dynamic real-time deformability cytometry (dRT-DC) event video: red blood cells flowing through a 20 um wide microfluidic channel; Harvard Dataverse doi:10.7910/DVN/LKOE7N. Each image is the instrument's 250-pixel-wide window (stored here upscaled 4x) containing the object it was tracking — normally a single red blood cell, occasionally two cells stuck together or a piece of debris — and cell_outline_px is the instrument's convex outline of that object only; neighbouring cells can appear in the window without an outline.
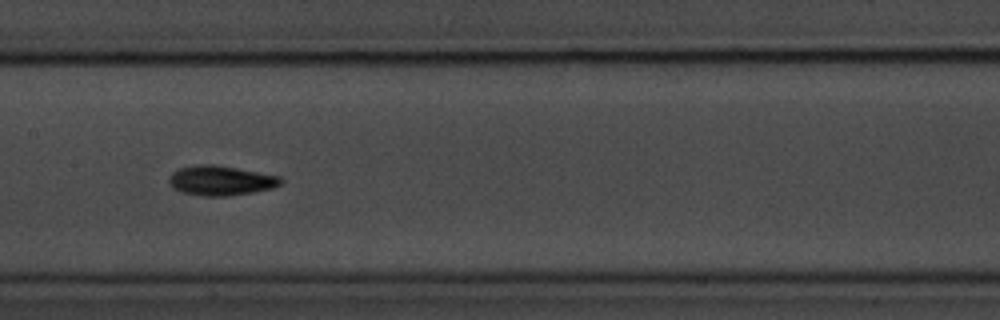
{"species": "common noctule bat (a hibernating species)", "species_latin": "Nyctalus noctula", "temperature_condition": "room temperature", "stored_images_in_passage": 35, "camera_frame_rate_fps": 3000, "um_per_image_px": 0.085, "animal": {"sex": "male", "body_mass_g": 20.1, "forearm_length_mm": 53.5}, "frame": {"image": 1, "passage_image": 11, "time_ms": 3.333, "image_size_px": [1000, 320], "cell_outline_px": [[284, 180], [280, 184], [272, 188], [252, 192], [228, 196], [200, 196], [180, 192], [172, 188], [168, 184], [168, 180], [172, 172], [180, 168], [192, 164], [212, 164], [236, 168], [280, 176]], "centroid_in_image_um": [18.71, 15.35], "position_along_channel_um": 188.7, "area_um2": 19.54}, "authors_computed_cell_mechanics": {"area_um2": 17.629, "velocity_mm_per_s": 3.5853, "shape_relaxation_time_tau1_ms": 2.816, "shape_relaxation_time_tau2_ms": 6.1845, "deformation_change_tau1": 0.1333, "deformation_change_tau2": 0.1251}}